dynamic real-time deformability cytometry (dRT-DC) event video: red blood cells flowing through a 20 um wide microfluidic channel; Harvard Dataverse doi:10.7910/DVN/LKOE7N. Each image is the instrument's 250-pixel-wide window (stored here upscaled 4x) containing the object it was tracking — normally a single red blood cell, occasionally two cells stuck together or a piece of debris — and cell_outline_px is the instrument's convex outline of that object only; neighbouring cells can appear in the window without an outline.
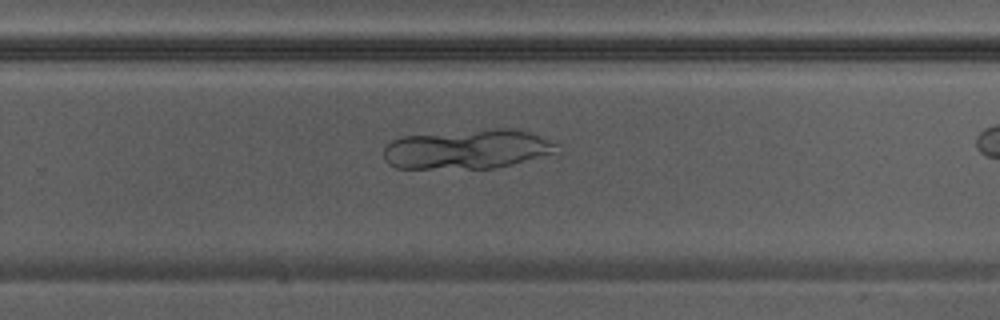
{"species": "Egyptian fruit bat (a non-hibernating species)", "species_latin": "Rousettus aegyptiacus", "temperature_condition": "warm", "stored_images_in_passage": 23, "camera_frame_rate_fps": 3000, "um_per_image_px": 0.085, "animal": {"sex": "male"}, "frame": {"image": 1, "passage_image": 17, "time_ms": 5.333, "image_size_px": [1000, 320], "cell_outline_px": [[556, 144], [552, 152], [512, 164], [492, 168], [396, 168], [388, 164], [384, 160], [384, 148], [392, 140], [404, 136], [496, 128], [508, 128], [532, 132], [544, 136]], "centroid_in_image_um": [39.67, 12.67], "position_along_channel_um": 290.1, "area_um2": 39.3}}